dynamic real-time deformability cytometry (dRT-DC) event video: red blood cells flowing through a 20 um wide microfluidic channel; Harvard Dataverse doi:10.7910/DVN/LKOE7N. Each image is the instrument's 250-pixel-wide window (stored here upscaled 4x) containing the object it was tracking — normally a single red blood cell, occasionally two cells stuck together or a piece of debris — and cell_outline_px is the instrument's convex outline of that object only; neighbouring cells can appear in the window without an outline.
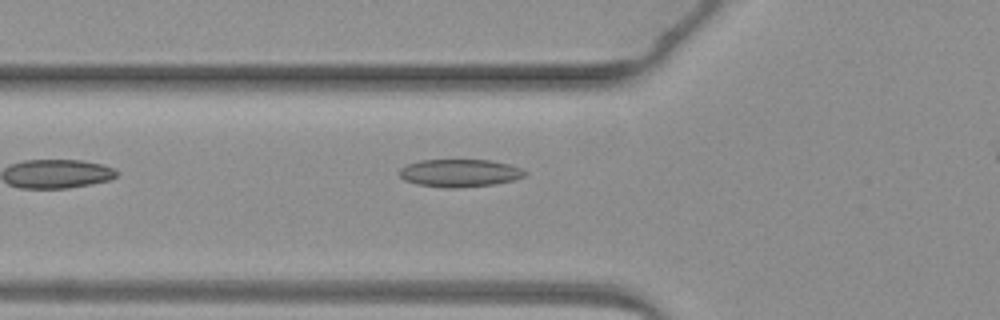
{"species": "common noctule bat (a hibernating species)", "species_latin": "Nyctalus noctula", "temperature_condition": "warm", "stored_images_in_passage": 4, "camera_frame_rate_fps": 3000, "um_per_image_px": 0.085, "animal": {"sex": "female", "body_mass_g": 19.3, "forearm_length_mm": 54.1}, "frame": {"image": 1, "passage_image": 3, "time_ms": 2.667, "image_size_px": [1000, 320], "cell_outline_px": [[528, 172], [524, 176], [512, 180], [496, 184], [456, 188], [444, 188], [416, 184], [404, 180], [400, 176], [400, 168], [408, 164], [420, 160], [488, 160], [508, 164], [520, 168]], "centroid_in_image_um": [39.06, 14.71], "position_along_channel_um": 86.7, "area_um2": 20.23}}